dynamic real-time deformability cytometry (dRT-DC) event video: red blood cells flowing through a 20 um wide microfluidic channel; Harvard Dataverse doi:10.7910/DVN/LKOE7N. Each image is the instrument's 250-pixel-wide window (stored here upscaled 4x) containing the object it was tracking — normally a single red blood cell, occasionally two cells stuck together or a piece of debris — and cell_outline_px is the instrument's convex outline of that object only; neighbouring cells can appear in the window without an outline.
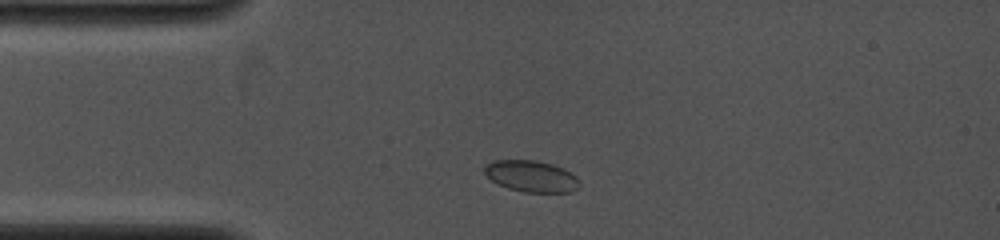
{"species": "common noctule bat (a hibernating species)", "species_latin": "Nyctalus noctula", "temperature_condition": "cold", "stored_images_in_passage": 3, "camera_frame_rate_fps": 4000, "um_per_image_px": 0.085, "animal": {"sex": "female", "body_mass_g": 19.0, "forearm_length_mm": 53.3}, "frame": {"image": 1, "passage_image": 2, "time_ms": 1.0, "image_size_px": [1000, 240], "cell_outline_px": [[580, 188], [572, 192], [524, 192], [508, 188], [492, 180], [484, 172], [484, 168], [492, 160], [536, 160], [552, 164], [564, 168], [576, 176], [580, 180]], "centroid_in_image_um": [45.22, 14.98], "position_along_channel_um": 39.8, "area_um2": 17.46}}